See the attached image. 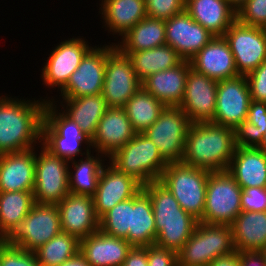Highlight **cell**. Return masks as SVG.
I'll use <instances>...</instances> for the list:
<instances>
[{
    "instance_id": "32",
    "label": "cell",
    "mask_w": 266,
    "mask_h": 266,
    "mask_svg": "<svg viewBox=\"0 0 266 266\" xmlns=\"http://www.w3.org/2000/svg\"><path fill=\"white\" fill-rule=\"evenodd\" d=\"M93 154L92 151V154L90 152L79 160L69 161V164L72 163L69 165L68 171L69 193L88 196H93L96 193L98 179L105 165L106 156L98 152L95 154L96 156Z\"/></svg>"
},
{
    "instance_id": "1",
    "label": "cell",
    "mask_w": 266,
    "mask_h": 266,
    "mask_svg": "<svg viewBox=\"0 0 266 266\" xmlns=\"http://www.w3.org/2000/svg\"><path fill=\"white\" fill-rule=\"evenodd\" d=\"M46 98L26 101L24 97L21 100L0 95V154L21 152L41 144Z\"/></svg>"
},
{
    "instance_id": "30",
    "label": "cell",
    "mask_w": 266,
    "mask_h": 266,
    "mask_svg": "<svg viewBox=\"0 0 266 266\" xmlns=\"http://www.w3.org/2000/svg\"><path fill=\"white\" fill-rule=\"evenodd\" d=\"M61 99H63L60 100L59 104L63 108L61 110L80 126L81 130L91 140L100 119L108 108L102 94Z\"/></svg>"
},
{
    "instance_id": "2",
    "label": "cell",
    "mask_w": 266,
    "mask_h": 266,
    "mask_svg": "<svg viewBox=\"0 0 266 266\" xmlns=\"http://www.w3.org/2000/svg\"><path fill=\"white\" fill-rule=\"evenodd\" d=\"M235 149L234 129L212 122L191 123L181 162L210 172L227 171Z\"/></svg>"
},
{
    "instance_id": "52",
    "label": "cell",
    "mask_w": 266,
    "mask_h": 266,
    "mask_svg": "<svg viewBox=\"0 0 266 266\" xmlns=\"http://www.w3.org/2000/svg\"><path fill=\"white\" fill-rule=\"evenodd\" d=\"M259 148H261L262 150L266 152V132L264 134L263 142Z\"/></svg>"
},
{
    "instance_id": "23",
    "label": "cell",
    "mask_w": 266,
    "mask_h": 266,
    "mask_svg": "<svg viewBox=\"0 0 266 266\" xmlns=\"http://www.w3.org/2000/svg\"><path fill=\"white\" fill-rule=\"evenodd\" d=\"M35 148L0 154V192L33 191Z\"/></svg>"
},
{
    "instance_id": "21",
    "label": "cell",
    "mask_w": 266,
    "mask_h": 266,
    "mask_svg": "<svg viewBox=\"0 0 266 266\" xmlns=\"http://www.w3.org/2000/svg\"><path fill=\"white\" fill-rule=\"evenodd\" d=\"M135 134L124 107H108L91 139V148L108 158Z\"/></svg>"
},
{
    "instance_id": "53",
    "label": "cell",
    "mask_w": 266,
    "mask_h": 266,
    "mask_svg": "<svg viewBox=\"0 0 266 266\" xmlns=\"http://www.w3.org/2000/svg\"><path fill=\"white\" fill-rule=\"evenodd\" d=\"M261 253L263 254V256L265 258V262H266V247L261 251Z\"/></svg>"
},
{
    "instance_id": "36",
    "label": "cell",
    "mask_w": 266,
    "mask_h": 266,
    "mask_svg": "<svg viewBox=\"0 0 266 266\" xmlns=\"http://www.w3.org/2000/svg\"><path fill=\"white\" fill-rule=\"evenodd\" d=\"M166 106L141 87L125 104L124 109L136 133L146 131Z\"/></svg>"
},
{
    "instance_id": "18",
    "label": "cell",
    "mask_w": 266,
    "mask_h": 266,
    "mask_svg": "<svg viewBox=\"0 0 266 266\" xmlns=\"http://www.w3.org/2000/svg\"><path fill=\"white\" fill-rule=\"evenodd\" d=\"M166 44L170 45L183 60H190L214 35L194 21L184 10L165 20Z\"/></svg>"
},
{
    "instance_id": "34",
    "label": "cell",
    "mask_w": 266,
    "mask_h": 266,
    "mask_svg": "<svg viewBox=\"0 0 266 266\" xmlns=\"http://www.w3.org/2000/svg\"><path fill=\"white\" fill-rule=\"evenodd\" d=\"M35 204L33 191L0 192V240H6Z\"/></svg>"
},
{
    "instance_id": "46",
    "label": "cell",
    "mask_w": 266,
    "mask_h": 266,
    "mask_svg": "<svg viewBox=\"0 0 266 266\" xmlns=\"http://www.w3.org/2000/svg\"><path fill=\"white\" fill-rule=\"evenodd\" d=\"M246 121L256 125L264 137L266 132V102L251 100Z\"/></svg>"
},
{
    "instance_id": "39",
    "label": "cell",
    "mask_w": 266,
    "mask_h": 266,
    "mask_svg": "<svg viewBox=\"0 0 266 266\" xmlns=\"http://www.w3.org/2000/svg\"><path fill=\"white\" fill-rule=\"evenodd\" d=\"M0 266H41L34 252L14 247L6 241L0 246Z\"/></svg>"
},
{
    "instance_id": "28",
    "label": "cell",
    "mask_w": 266,
    "mask_h": 266,
    "mask_svg": "<svg viewBox=\"0 0 266 266\" xmlns=\"http://www.w3.org/2000/svg\"><path fill=\"white\" fill-rule=\"evenodd\" d=\"M99 14L108 33L123 37L147 17L145 0H102Z\"/></svg>"
},
{
    "instance_id": "54",
    "label": "cell",
    "mask_w": 266,
    "mask_h": 266,
    "mask_svg": "<svg viewBox=\"0 0 266 266\" xmlns=\"http://www.w3.org/2000/svg\"><path fill=\"white\" fill-rule=\"evenodd\" d=\"M5 242V240H0V246Z\"/></svg>"
},
{
    "instance_id": "15",
    "label": "cell",
    "mask_w": 266,
    "mask_h": 266,
    "mask_svg": "<svg viewBox=\"0 0 266 266\" xmlns=\"http://www.w3.org/2000/svg\"><path fill=\"white\" fill-rule=\"evenodd\" d=\"M81 37H73L61 41L52 49L50 56L42 67L43 85L61 90L68 82L71 74L77 70L83 57L93 48Z\"/></svg>"
},
{
    "instance_id": "48",
    "label": "cell",
    "mask_w": 266,
    "mask_h": 266,
    "mask_svg": "<svg viewBox=\"0 0 266 266\" xmlns=\"http://www.w3.org/2000/svg\"><path fill=\"white\" fill-rule=\"evenodd\" d=\"M240 266H266L265 258L260 251L239 252Z\"/></svg>"
},
{
    "instance_id": "12",
    "label": "cell",
    "mask_w": 266,
    "mask_h": 266,
    "mask_svg": "<svg viewBox=\"0 0 266 266\" xmlns=\"http://www.w3.org/2000/svg\"><path fill=\"white\" fill-rule=\"evenodd\" d=\"M142 87L131 59L122 53L115 43L107 45V60L102 96L108 107H124L127 101Z\"/></svg>"
},
{
    "instance_id": "22",
    "label": "cell",
    "mask_w": 266,
    "mask_h": 266,
    "mask_svg": "<svg viewBox=\"0 0 266 266\" xmlns=\"http://www.w3.org/2000/svg\"><path fill=\"white\" fill-rule=\"evenodd\" d=\"M189 61L192 69L216 81L239 76L233 54L224 36H214Z\"/></svg>"
},
{
    "instance_id": "35",
    "label": "cell",
    "mask_w": 266,
    "mask_h": 266,
    "mask_svg": "<svg viewBox=\"0 0 266 266\" xmlns=\"http://www.w3.org/2000/svg\"><path fill=\"white\" fill-rule=\"evenodd\" d=\"M131 59L137 77L141 82L153 73L178 65L183 59L170 45H162L138 52H122Z\"/></svg>"
},
{
    "instance_id": "25",
    "label": "cell",
    "mask_w": 266,
    "mask_h": 266,
    "mask_svg": "<svg viewBox=\"0 0 266 266\" xmlns=\"http://www.w3.org/2000/svg\"><path fill=\"white\" fill-rule=\"evenodd\" d=\"M190 61L153 73L142 82V87L165 106L178 107L183 99Z\"/></svg>"
},
{
    "instance_id": "31",
    "label": "cell",
    "mask_w": 266,
    "mask_h": 266,
    "mask_svg": "<svg viewBox=\"0 0 266 266\" xmlns=\"http://www.w3.org/2000/svg\"><path fill=\"white\" fill-rule=\"evenodd\" d=\"M157 237L153 207L149 195L143 188L132 197L131 228L128 242L132 246H150Z\"/></svg>"
},
{
    "instance_id": "27",
    "label": "cell",
    "mask_w": 266,
    "mask_h": 266,
    "mask_svg": "<svg viewBox=\"0 0 266 266\" xmlns=\"http://www.w3.org/2000/svg\"><path fill=\"white\" fill-rule=\"evenodd\" d=\"M185 11L214 36H224L237 20V12L226 0H186Z\"/></svg>"
},
{
    "instance_id": "29",
    "label": "cell",
    "mask_w": 266,
    "mask_h": 266,
    "mask_svg": "<svg viewBox=\"0 0 266 266\" xmlns=\"http://www.w3.org/2000/svg\"><path fill=\"white\" fill-rule=\"evenodd\" d=\"M238 252L262 251L266 247V211H242L231 225Z\"/></svg>"
},
{
    "instance_id": "13",
    "label": "cell",
    "mask_w": 266,
    "mask_h": 266,
    "mask_svg": "<svg viewBox=\"0 0 266 266\" xmlns=\"http://www.w3.org/2000/svg\"><path fill=\"white\" fill-rule=\"evenodd\" d=\"M239 75L246 76L266 60V31L236 20L225 32Z\"/></svg>"
},
{
    "instance_id": "9",
    "label": "cell",
    "mask_w": 266,
    "mask_h": 266,
    "mask_svg": "<svg viewBox=\"0 0 266 266\" xmlns=\"http://www.w3.org/2000/svg\"><path fill=\"white\" fill-rule=\"evenodd\" d=\"M35 148V203L58 204L69 194V161L53 155L42 144ZM37 151V152H36Z\"/></svg>"
},
{
    "instance_id": "41",
    "label": "cell",
    "mask_w": 266,
    "mask_h": 266,
    "mask_svg": "<svg viewBox=\"0 0 266 266\" xmlns=\"http://www.w3.org/2000/svg\"><path fill=\"white\" fill-rule=\"evenodd\" d=\"M186 0H145L149 18L167 20L185 10Z\"/></svg>"
},
{
    "instance_id": "47",
    "label": "cell",
    "mask_w": 266,
    "mask_h": 266,
    "mask_svg": "<svg viewBox=\"0 0 266 266\" xmlns=\"http://www.w3.org/2000/svg\"><path fill=\"white\" fill-rule=\"evenodd\" d=\"M122 266H148L147 246H132Z\"/></svg>"
},
{
    "instance_id": "8",
    "label": "cell",
    "mask_w": 266,
    "mask_h": 266,
    "mask_svg": "<svg viewBox=\"0 0 266 266\" xmlns=\"http://www.w3.org/2000/svg\"><path fill=\"white\" fill-rule=\"evenodd\" d=\"M242 188L228 171L210 172L203 223L231 226L235 218L242 212Z\"/></svg>"
},
{
    "instance_id": "40",
    "label": "cell",
    "mask_w": 266,
    "mask_h": 266,
    "mask_svg": "<svg viewBox=\"0 0 266 266\" xmlns=\"http://www.w3.org/2000/svg\"><path fill=\"white\" fill-rule=\"evenodd\" d=\"M237 20L247 26L266 27V0H247L237 11Z\"/></svg>"
},
{
    "instance_id": "16",
    "label": "cell",
    "mask_w": 266,
    "mask_h": 266,
    "mask_svg": "<svg viewBox=\"0 0 266 266\" xmlns=\"http://www.w3.org/2000/svg\"><path fill=\"white\" fill-rule=\"evenodd\" d=\"M98 46V47H97ZM94 46L82 59L67 84L59 90L62 98H79L102 93L107 60V44Z\"/></svg>"
},
{
    "instance_id": "17",
    "label": "cell",
    "mask_w": 266,
    "mask_h": 266,
    "mask_svg": "<svg viewBox=\"0 0 266 266\" xmlns=\"http://www.w3.org/2000/svg\"><path fill=\"white\" fill-rule=\"evenodd\" d=\"M218 81L190 68L183 99L178 107L191 123L211 122L216 109Z\"/></svg>"
},
{
    "instance_id": "43",
    "label": "cell",
    "mask_w": 266,
    "mask_h": 266,
    "mask_svg": "<svg viewBox=\"0 0 266 266\" xmlns=\"http://www.w3.org/2000/svg\"><path fill=\"white\" fill-rule=\"evenodd\" d=\"M251 100L266 102V60L246 75Z\"/></svg>"
},
{
    "instance_id": "50",
    "label": "cell",
    "mask_w": 266,
    "mask_h": 266,
    "mask_svg": "<svg viewBox=\"0 0 266 266\" xmlns=\"http://www.w3.org/2000/svg\"><path fill=\"white\" fill-rule=\"evenodd\" d=\"M60 266H91V264L87 262L80 253H78L75 257L68 259Z\"/></svg>"
},
{
    "instance_id": "33",
    "label": "cell",
    "mask_w": 266,
    "mask_h": 266,
    "mask_svg": "<svg viewBox=\"0 0 266 266\" xmlns=\"http://www.w3.org/2000/svg\"><path fill=\"white\" fill-rule=\"evenodd\" d=\"M165 20L145 17L115 46L121 52H138L166 44Z\"/></svg>"
},
{
    "instance_id": "14",
    "label": "cell",
    "mask_w": 266,
    "mask_h": 266,
    "mask_svg": "<svg viewBox=\"0 0 266 266\" xmlns=\"http://www.w3.org/2000/svg\"><path fill=\"white\" fill-rule=\"evenodd\" d=\"M251 95L246 76L218 81L214 124L235 129L246 120Z\"/></svg>"
},
{
    "instance_id": "24",
    "label": "cell",
    "mask_w": 266,
    "mask_h": 266,
    "mask_svg": "<svg viewBox=\"0 0 266 266\" xmlns=\"http://www.w3.org/2000/svg\"><path fill=\"white\" fill-rule=\"evenodd\" d=\"M132 245L100 230L80 240L79 253L91 266H122Z\"/></svg>"
},
{
    "instance_id": "51",
    "label": "cell",
    "mask_w": 266,
    "mask_h": 266,
    "mask_svg": "<svg viewBox=\"0 0 266 266\" xmlns=\"http://www.w3.org/2000/svg\"><path fill=\"white\" fill-rule=\"evenodd\" d=\"M247 0H226V2L237 12Z\"/></svg>"
},
{
    "instance_id": "11",
    "label": "cell",
    "mask_w": 266,
    "mask_h": 266,
    "mask_svg": "<svg viewBox=\"0 0 266 266\" xmlns=\"http://www.w3.org/2000/svg\"><path fill=\"white\" fill-rule=\"evenodd\" d=\"M60 232L57 204L35 203L24 220L5 241L11 246L34 252Z\"/></svg>"
},
{
    "instance_id": "19",
    "label": "cell",
    "mask_w": 266,
    "mask_h": 266,
    "mask_svg": "<svg viewBox=\"0 0 266 266\" xmlns=\"http://www.w3.org/2000/svg\"><path fill=\"white\" fill-rule=\"evenodd\" d=\"M108 163L100 173L96 193L92 196L99 219L116 204L134 197L142 189V185L132 176Z\"/></svg>"
},
{
    "instance_id": "7",
    "label": "cell",
    "mask_w": 266,
    "mask_h": 266,
    "mask_svg": "<svg viewBox=\"0 0 266 266\" xmlns=\"http://www.w3.org/2000/svg\"><path fill=\"white\" fill-rule=\"evenodd\" d=\"M233 251L231 226L199 221L191 237L177 252L178 266H208L215 258Z\"/></svg>"
},
{
    "instance_id": "6",
    "label": "cell",
    "mask_w": 266,
    "mask_h": 266,
    "mask_svg": "<svg viewBox=\"0 0 266 266\" xmlns=\"http://www.w3.org/2000/svg\"><path fill=\"white\" fill-rule=\"evenodd\" d=\"M209 173L182 162L168 163L158 181L172 193L184 211L200 221L204 213Z\"/></svg>"
},
{
    "instance_id": "38",
    "label": "cell",
    "mask_w": 266,
    "mask_h": 266,
    "mask_svg": "<svg viewBox=\"0 0 266 266\" xmlns=\"http://www.w3.org/2000/svg\"><path fill=\"white\" fill-rule=\"evenodd\" d=\"M132 198L116 204L99 219V230L128 242L131 228Z\"/></svg>"
},
{
    "instance_id": "10",
    "label": "cell",
    "mask_w": 266,
    "mask_h": 266,
    "mask_svg": "<svg viewBox=\"0 0 266 266\" xmlns=\"http://www.w3.org/2000/svg\"><path fill=\"white\" fill-rule=\"evenodd\" d=\"M191 122L180 107L166 106L143 133L157 146L167 163L181 162Z\"/></svg>"
},
{
    "instance_id": "3",
    "label": "cell",
    "mask_w": 266,
    "mask_h": 266,
    "mask_svg": "<svg viewBox=\"0 0 266 266\" xmlns=\"http://www.w3.org/2000/svg\"><path fill=\"white\" fill-rule=\"evenodd\" d=\"M153 207L157 237L154 244L178 252L191 237L198 220L184 211L159 181L142 186Z\"/></svg>"
},
{
    "instance_id": "49",
    "label": "cell",
    "mask_w": 266,
    "mask_h": 266,
    "mask_svg": "<svg viewBox=\"0 0 266 266\" xmlns=\"http://www.w3.org/2000/svg\"><path fill=\"white\" fill-rule=\"evenodd\" d=\"M208 266H240L239 252L235 250L230 254L217 257Z\"/></svg>"
},
{
    "instance_id": "4",
    "label": "cell",
    "mask_w": 266,
    "mask_h": 266,
    "mask_svg": "<svg viewBox=\"0 0 266 266\" xmlns=\"http://www.w3.org/2000/svg\"><path fill=\"white\" fill-rule=\"evenodd\" d=\"M48 97L44 107L41 144L53 155L67 161L91 152V140L71 118L59 110L58 101ZM56 104V105H55ZM59 111V112H58ZM85 147L86 152H82ZM82 147V149H81Z\"/></svg>"
},
{
    "instance_id": "26",
    "label": "cell",
    "mask_w": 266,
    "mask_h": 266,
    "mask_svg": "<svg viewBox=\"0 0 266 266\" xmlns=\"http://www.w3.org/2000/svg\"><path fill=\"white\" fill-rule=\"evenodd\" d=\"M227 171L243 188H266V152L261 148L236 147Z\"/></svg>"
},
{
    "instance_id": "45",
    "label": "cell",
    "mask_w": 266,
    "mask_h": 266,
    "mask_svg": "<svg viewBox=\"0 0 266 266\" xmlns=\"http://www.w3.org/2000/svg\"><path fill=\"white\" fill-rule=\"evenodd\" d=\"M148 266H178L177 252L156 244L147 246Z\"/></svg>"
},
{
    "instance_id": "42",
    "label": "cell",
    "mask_w": 266,
    "mask_h": 266,
    "mask_svg": "<svg viewBox=\"0 0 266 266\" xmlns=\"http://www.w3.org/2000/svg\"><path fill=\"white\" fill-rule=\"evenodd\" d=\"M236 147L259 148L263 142V136L259 128L244 120L234 129Z\"/></svg>"
},
{
    "instance_id": "20",
    "label": "cell",
    "mask_w": 266,
    "mask_h": 266,
    "mask_svg": "<svg viewBox=\"0 0 266 266\" xmlns=\"http://www.w3.org/2000/svg\"><path fill=\"white\" fill-rule=\"evenodd\" d=\"M57 208L62 232L81 240L99 230L92 196L69 193Z\"/></svg>"
},
{
    "instance_id": "5",
    "label": "cell",
    "mask_w": 266,
    "mask_h": 266,
    "mask_svg": "<svg viewBox=\"0 0 266 266\" xmlns=\"http://www.w3.org/2000/svg\"><path fill=\"white\" fill-rule=\"evenodd\" d=\"M108 158L119 171L132 176L142 186L158 181L168 165L157 146L144 133H136Z\"/></svg>"
},
{
    "instance_id": "44",
    "label": "cell",
    "mask_w": 266,
    "mask_h": 266,
    "mask_svg": "<svg viewBox=\"0 0 266 266\" xmlns=\"http://www.w3.org/2000/svg\"><path fill=\"white\" fill-rule=\"evenodd\" d=\"M242 211H266V188H243L241 194Z\"/></svg>"
},
{
    "instance_id": "37",
    "label": "cell",
    "mask_w": 266,
    "mask_h": 266,
    "mask_svg": "<svg viewBox=\"0 0 266 266\" xmlns=\"http://www.w3.org/2000/svg\"><path fill=\"white\" fill-rule=\"evenodd\" d=\"M80 251V240L66 232H60L34 251L41 266H60Z\"/></svg>"
}]
</instances>
